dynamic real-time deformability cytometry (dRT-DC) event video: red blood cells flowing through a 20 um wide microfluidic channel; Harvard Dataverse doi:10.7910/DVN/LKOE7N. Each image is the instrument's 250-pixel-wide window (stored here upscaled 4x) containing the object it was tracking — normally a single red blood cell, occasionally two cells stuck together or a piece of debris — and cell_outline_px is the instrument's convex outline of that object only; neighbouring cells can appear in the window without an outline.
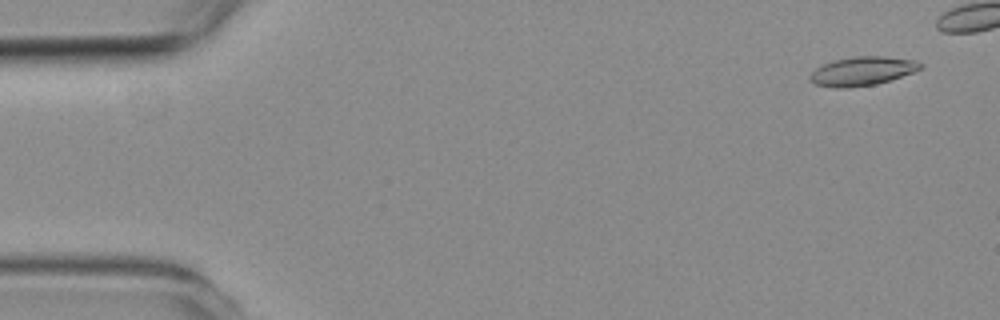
{"species": "common noctule bat (a hibernating species)", "species_latin": "Nyctalus noctula", "temperature_condition": "room temperature", "stored_images_in_passage": 3, "camera_frame_rate_fps": 3000, "um_per_image_px": 0.085, "animal": {"sex": "female", "body_mass_g": 19.3, "forearm_length_mm": 54.1}, "frame": {"image": 1, "passage_image": 1, "time_ms": 0.0, "image_size_px": [1000, 320], "cell_outline_px": [[924, 68], [876, 84], [848, 88], [832, 88], [816, 84], [808, 80], [808, 76], [816, 68], [824, 64], [836, 60], [856, 56], [884, 56], [916, 60], [924, 64]], "centroid_in_image_um": [73.29, 6.05], "position_along_channel_um": 11.7, "area_um2": 18.55}}